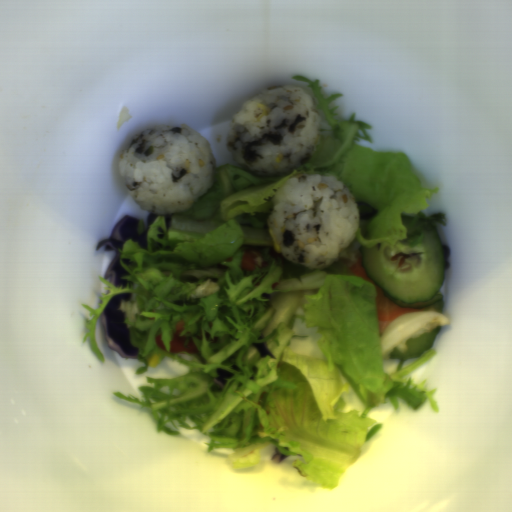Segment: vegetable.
<instances>
[{
  "label": "vegetable",
  "instance_id": "obj_1",
  "mask_svg": "<svg viewBox=\"0 0 512 512\" xmlns=\"http://www.w3.org/2000/svg\"><path fill=\"white\" fill-rule=\"evenodd\" d=\"M318 100V130L309 162L268 177L240 165L216 167L210 189L184 211L158 215L146 248L130 238L119 265L126 287L99 275L101 305L83 303L91 319L93 356L105 362L95 327L118 294L132 347L135 372L144 375L166 357L185 365L184 376L147 378L144 400L117 398L149 408L156 432L178 436L184 429L209 437L205 452L229 449L232 468L254 467L274 444L276 463L296 456L298 474L322 488H336L362 456L365 443L383 422L368 415L388 400L412 410L427 402L435 413L436 387L407 376L436 356L445 296L417 312L402 314L380 332L377 289L352 272L360 248L379 252L404 241L411 248L424 231L448 227L444 213L425 215L439 186L424 189L404 151H375L355 120H336L344 96L322 93L320 80L300 74ZM335 175L345 182L359 210L360 229L339 259L323 270L293 265L273 246L267 219L275 192L299 174ZM179 430H171L167 424Z\"/></svg>",
  "mask_w": 512,
  "mask_h": 512
}]
</instances>
